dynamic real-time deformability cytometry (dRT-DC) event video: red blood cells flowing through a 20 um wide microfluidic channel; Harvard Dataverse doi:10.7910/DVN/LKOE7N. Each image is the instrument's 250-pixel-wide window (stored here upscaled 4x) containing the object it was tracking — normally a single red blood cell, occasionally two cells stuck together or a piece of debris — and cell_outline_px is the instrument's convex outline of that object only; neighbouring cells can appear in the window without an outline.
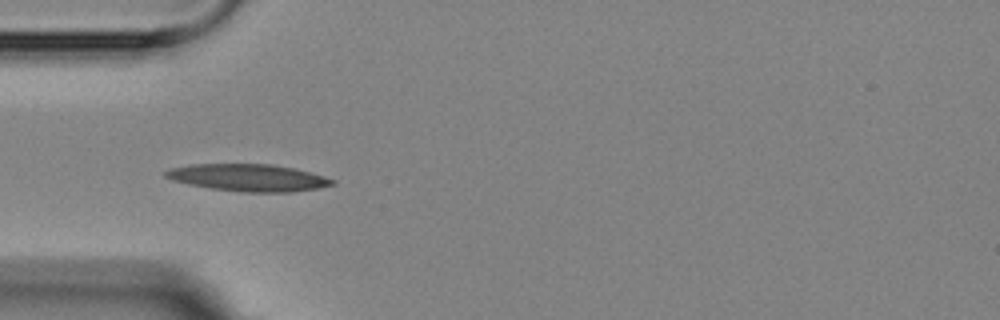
{"species": "Egyptian fruit bat (a non-hibernating species)", "species_latin": "Rousettus aegyptiacus", "temperature_condition": "room temperature", "stored_images_in_passage": 6, "camera_frame_rate_fps": 3000, "um_per_image_px": 0.085, "animal": {"sex": "female"}, "frame": {"image": 1, "passage_image": 5, "time_ms": 4.333, "image_size_px": [1000, 320], "cell_outline_px": [[336, 184], [316, 188], [292, 192], [240, 192], [212, 188], [188, 184], [172, 180], [164, 176], [164, 172], [172, 168], [192, 164], [272, 164], [296, 168], [324, 176], [336, 180]], "centroid_in_image_um": [21.13, 15.1], "position_along_channel_um": 63.9, "area_um2": 26.36}}
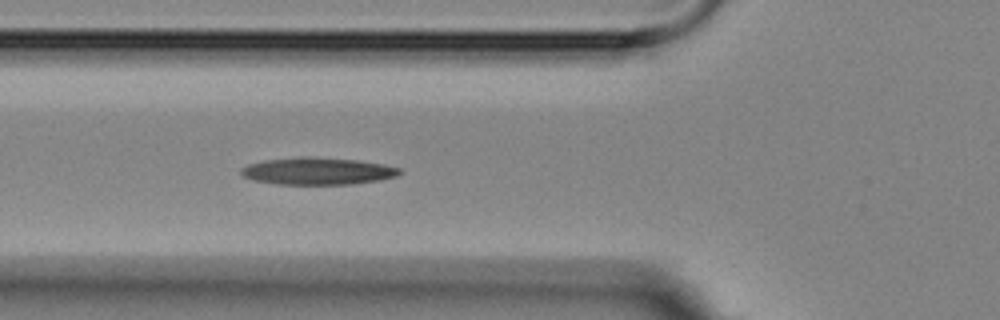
{"frame": {"image": 2, "passage_image": 6, "time_ms": 5.333, "image_size_px": [1000, 320], "cell_outline_px": [[404, 172], [396, 176], [380, 180], [352, 184], [276, 184], [252, 180], [244, 176], [240, 172], [240, 168], [248, 164], [264, 160], [300, 156], [308, 156], [356, 160], [384, 164], [400, 168]], "centroid_in_image_um": [26.99, 14.54], "position_along_channel_um": 98.8, "area_um2": 25.26}}